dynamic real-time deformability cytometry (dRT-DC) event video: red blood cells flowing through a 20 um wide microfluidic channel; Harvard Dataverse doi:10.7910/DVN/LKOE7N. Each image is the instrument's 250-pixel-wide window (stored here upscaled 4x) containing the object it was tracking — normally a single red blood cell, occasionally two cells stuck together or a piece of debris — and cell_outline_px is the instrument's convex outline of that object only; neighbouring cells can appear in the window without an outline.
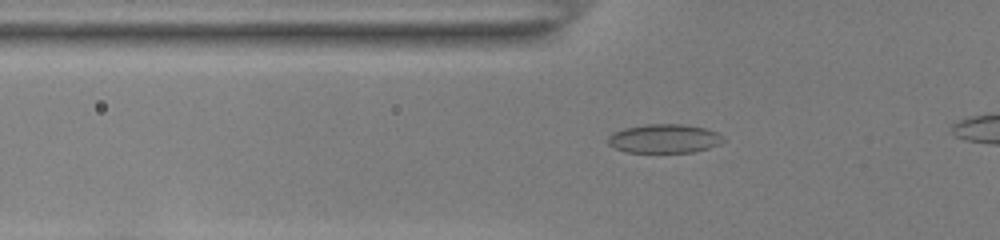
{"species": "common noctule bat (a hibernating species)", "species_latin": "Nyctalus noctula", "temperature_condition": "room temperature", "stored_images_in_passage": 40, "camera_frame_rate_fps": 3000, "um_per_image_px": 0.085, "animal": {"sex": "female", "body_mass_g": 22.0, "forearm_length_mm": 56.7}, "frame": {"image": 1, "passage_image": 11, "time_ms": 3.333, "image_size_px": [1000, 240], "cell_outline_px": [[724, 140], [720, 144], [708, 148], [692, 152], [624, 152], [608, 144], [608, 136], [624, 128], [648, 124], [680, 124], [704, 128], [716, 132], [724, 136]], "centroid_in_image_um": [56.47, 11.78], "position_along_channel_um": 69.3, "area_um2": 19.25}}
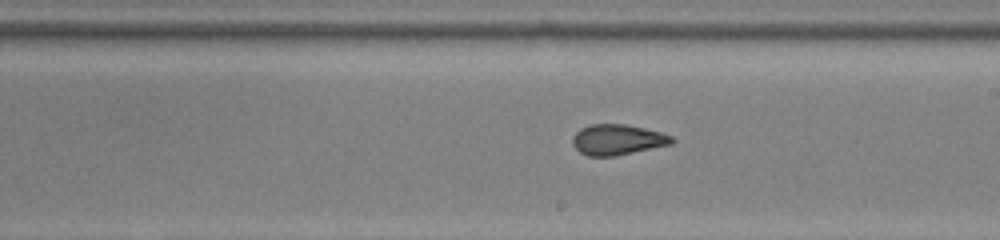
{"frame": {"image": 2, "passage_image": 24, "time_ms": 7.667, "image_size_px": [1000, 240], "cell_outline_px": [[676, 140], [672, 144], [616, 156], [588, 156], [580, 152], [572, 144], [572, 136], [580, 128], [592, 124], [624, 124], [644, 128], [660, 132], [672, 136]], "centroid_in_image_um": [52.49, 11.87], "position_along_channel_um": 236.5, "area_um2": 17.74}}
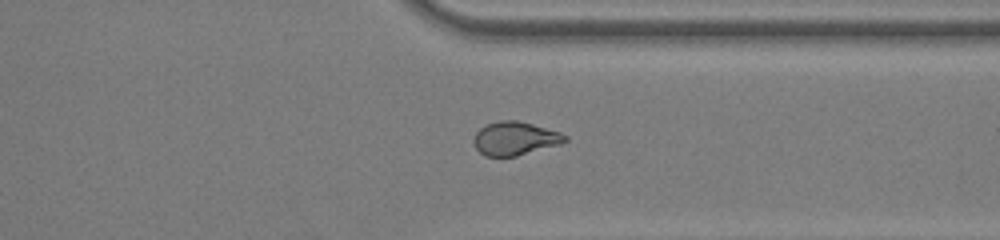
{"frame": {"image": 3, "passage_image": 34, "time_ms": 11.0, "image_size_px": [1000, 240], "cell_outline_px": [[568, 140], [560, 144], [516, 156], [484, 156], [476, 148], [472, 140], [476, 132], [480, 128], [488, 124], [500, 120], [516, 120], [532, 124], [560, 132], [568, 136]], "centroid_in_image_um": [43.77, 11.77], "position_along_channel_um": 367.6, "area_um2": 17.74}}